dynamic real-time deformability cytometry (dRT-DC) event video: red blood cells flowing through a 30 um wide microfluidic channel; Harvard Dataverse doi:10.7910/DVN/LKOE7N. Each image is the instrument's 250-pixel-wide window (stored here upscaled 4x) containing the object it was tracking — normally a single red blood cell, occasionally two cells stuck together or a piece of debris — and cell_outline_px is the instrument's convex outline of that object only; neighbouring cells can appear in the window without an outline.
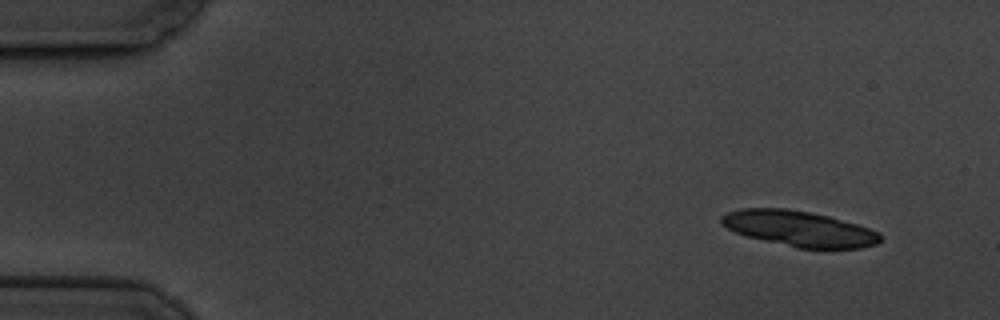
{"species": "common noctule bat (a hibernating species)", "species_latin": "Nyctalus noctula", "temperature_condition": "cold", "stored_images_in_passage": 7, "camera_frame_rate_fps": 3000, "um_per_image_px": 0.085, "animal": {"sex": "male", "body_mass_g": 19.5, "forearm_length_mm": 54.6}, "frame": {"image": 1, "passage_image": 2, "time_ms": 1.333, "image_size_px": [1000, 320], "cell_outline_px": [[880, 240], [876, 244], [860, 248], [800, 248], [748, 236], [736, 232], [728, 228], [720, 220], [720, 216], [728, 212], [740, 208], [788, 208], [828, 216], [856, 224], [880, 232]], "centroid_in_image_um": [67.93, 19.42], "position_along_channel_um": 17.1, "area_um2": 32.37}}